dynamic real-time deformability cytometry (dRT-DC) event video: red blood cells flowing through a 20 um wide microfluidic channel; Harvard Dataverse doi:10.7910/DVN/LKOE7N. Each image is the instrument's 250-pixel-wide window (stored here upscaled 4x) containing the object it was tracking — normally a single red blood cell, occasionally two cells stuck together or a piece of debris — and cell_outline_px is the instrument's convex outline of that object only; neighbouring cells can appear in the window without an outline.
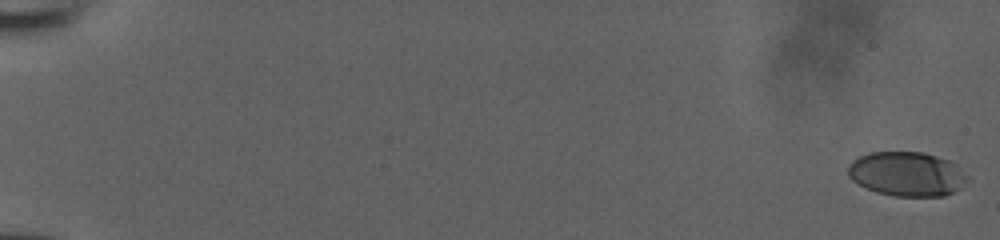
{"species": "human", "species_latin": "Homo sapiens", "temperature_condition": "room temperature", "stored_images_in_passage": 53, "camera_frame_rate_fps": 3000, "um_per_image_px": 0.085, "donor": {"sex": "male"}, "frame": {"image": 1, "passage_image": 1, "time_ms": 0.0, "image_size_px": [1000, 240], "cell_outline_px": [[968, 180], [952, 192], [944, 196], [896, 196], [876, 192], [852, 180], [848, 176], [848, 168], [852, 160], [868, 152], [924, 152], [948, 160], [956, 164], [968, 176]], "centroid_in_image_um": [77.07, 14.78], "position_along_channel_um": 7.9, "area_um2": 30.69}}
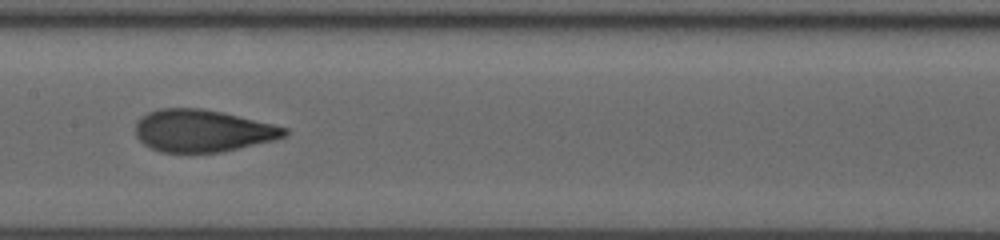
{"frame": {"image": 2, "passage_image": 30, "time_ms": 9.667, "image_size_px": [1000, 240], "cell_outline_px": [[288, 132], [284, 136], [276, 140], [220, 152], [160, 152], [144, 144], [136, 136], [136, 120], [140, 116], [148, 112], [160, 108], [200, 108], [224, 112], [288, 128]], "centroid_in_image_um": [17.2, 11.1], "position_along_channel_um": 190.2, "area_um2": 36.7}}
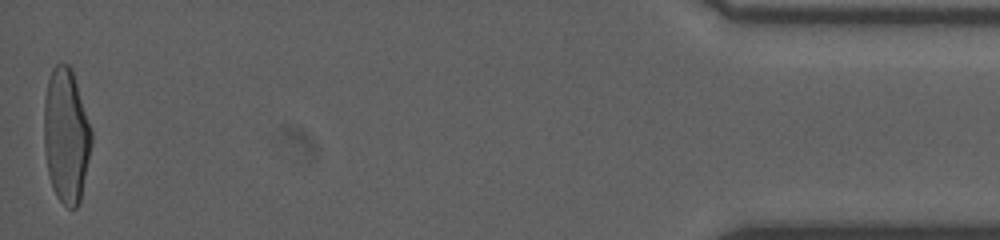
{"frame": {"image": 3, "passage_image": 53, "time_ms": 17.333, "image_size_px": [1000, 240], "cell_outline_px": [[92, 144], [80, 204], [76, 208], [68, 208], [56, 196], [52, 188], [48, 176], [44, 148], [44, 100], [48, 80], [52, 68], [56, 64], [68, 64], [72, 68], [92, 132]], "centroid_in_image_um": [5.62, 11.56], "position_along_channel_um": 429.6, "area_um2": 37.51}}